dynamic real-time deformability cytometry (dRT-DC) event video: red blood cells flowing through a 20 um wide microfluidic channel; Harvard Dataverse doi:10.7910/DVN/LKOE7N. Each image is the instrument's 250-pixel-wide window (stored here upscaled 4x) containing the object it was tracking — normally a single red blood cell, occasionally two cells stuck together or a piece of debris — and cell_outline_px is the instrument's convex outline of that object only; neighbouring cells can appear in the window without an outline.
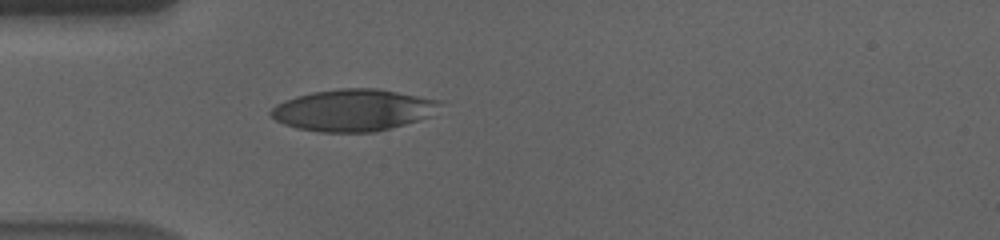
{"species": "human", "species_latin": "Homo sapiens", "temperature_condition": "cold", "stored_images_in_passage": 2, "camera_frame_rate_fps": 3000, "um_per_image_px": 0.085, "donor": {"sex": "male"}, "frame": {"image": 1, "passage_image": 1, "time_ms": 0.0, "image_size_px": [1000, 240], "cell_outline_px": [[404, 96], [396, 124], [380, 128], [312, 128], [296, 100], [304, 96], [324, 92], [388, 92]], "centroid_in_image_um": [29.87, 9.31], "position_along_channel_um": 55.1, "area_um2": 24.33}}